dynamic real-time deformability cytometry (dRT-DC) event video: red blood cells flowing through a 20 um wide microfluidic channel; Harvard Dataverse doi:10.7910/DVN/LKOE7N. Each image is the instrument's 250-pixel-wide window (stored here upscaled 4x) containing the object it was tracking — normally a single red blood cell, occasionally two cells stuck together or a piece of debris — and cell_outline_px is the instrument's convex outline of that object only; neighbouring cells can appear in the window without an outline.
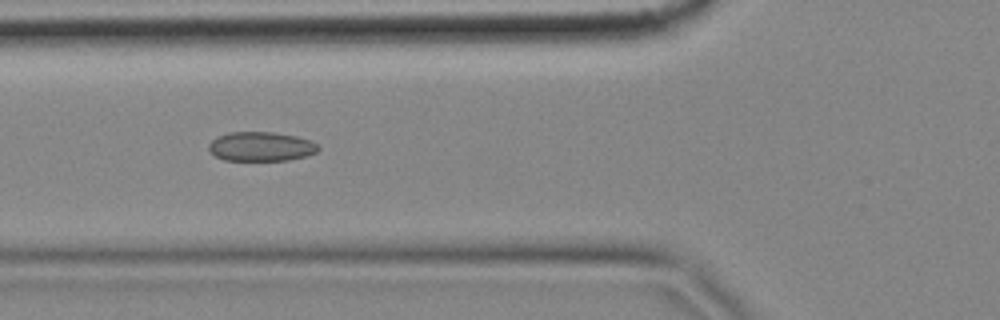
{"species": "common noctule bat (a hibernating species)", "species_latin": "Nyctalus noctula", "temperature_condition": "cold", "stored_images_in_passage": 56, "camera_frame_rate_fps": 3000, "um_per_image_px": 0.085, "animal": {"sex": "female", "body_mass_g": 18.4}, "frame": {"image": 1, "passage_image": 20, "time_ms": 6.333, "image_size_px": [1000, 320], "cell_outline_px": [[320, 148], [316, 152], [304, 156], [288, 160], [224, 160], [208, 152], [208, 144], [216, 136], [228, 132], [276, 132], [296, 136], [312, 140]], "centroid_in_image_um": [22.15, 12.44], "position_along_channel_um": 103.7, "area_um2": 18.84}}
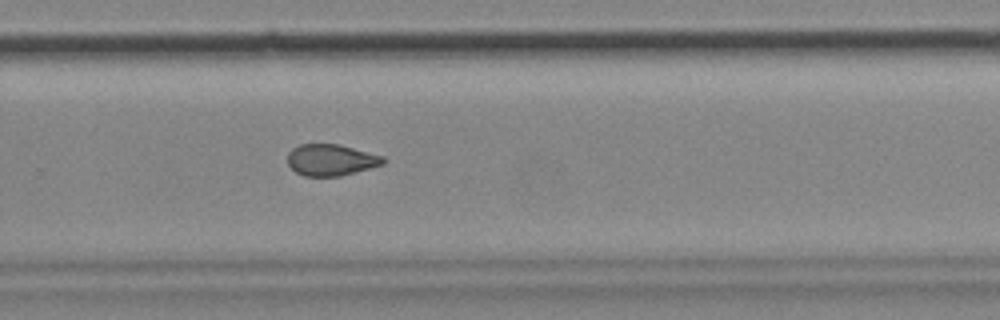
{"frame": {"image": 2, "passage_image": 37, "time_ms": 12.0, "image_size_px": [1000, 320], "cell_outline_px": [[384, 164], [340, 176], [304, 176], [296, 172], [288, 164], [288, 152], [292, 148], [300, 144], [340, 144], [384, 156]], "centroid_in_image_um": [28.13, 13.58], "position_along_channel_um": 301.7, "area_um2": 17.51}}
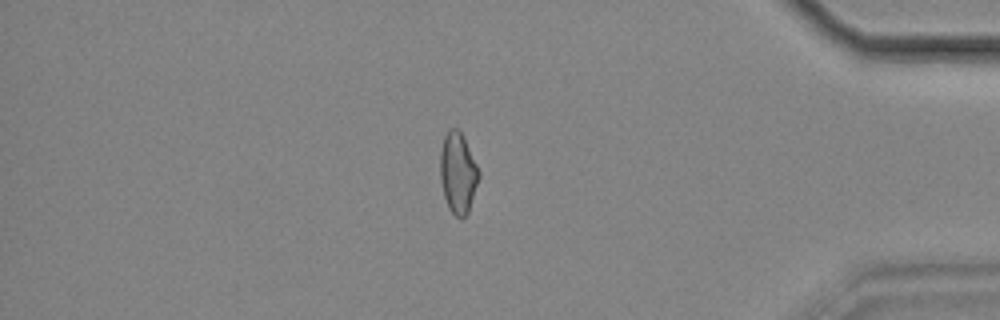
{"frame": {"image": 3, "passage_image": 48, "time_ms": 15.667, "image_size_px": [1000, 320], "cell_outline_px": [[480, 176], [468, 212], [464, 216], [456, 216], [448, 208], [444, 196], [440, 180], [440, 152], [444, 136], [448, 128], [456, 128], [464, 136], [480, 172]], "centroid_in_image_um": [38.92, 14.66], "position_along_channel_um": 396.3, "area_um2": 18.21}, "authors_computed_cell_mechanics": {"area_um2": 18.785, "velocity_mm_per_s": 3.4945, "shape_relaxation_time_tau1_ms": null, "shape_relaxation_time_tau2_ms": 1.9006, "deformation_change_tau1": null, "deformation_change_tau2": 0.0619}}